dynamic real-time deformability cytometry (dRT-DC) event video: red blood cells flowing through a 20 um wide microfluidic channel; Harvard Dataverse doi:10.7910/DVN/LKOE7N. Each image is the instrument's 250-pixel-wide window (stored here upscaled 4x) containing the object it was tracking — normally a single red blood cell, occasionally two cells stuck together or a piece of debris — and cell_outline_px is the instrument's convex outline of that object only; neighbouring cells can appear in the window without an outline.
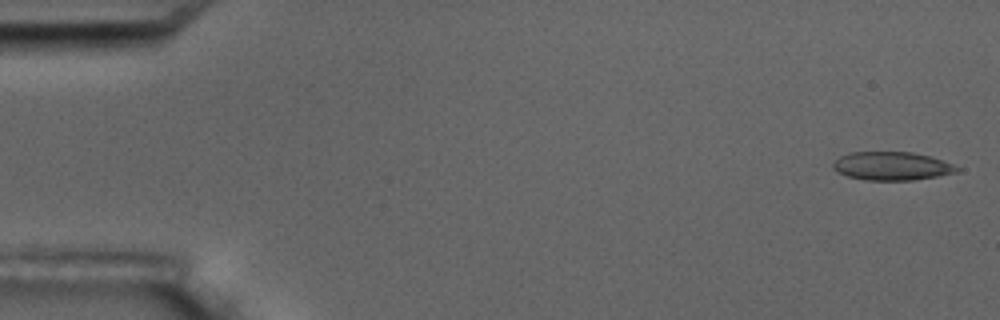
{"species": "common noctule bat (a hibernating species)", "species_latin": "Nyctalus noctula", "temperature_condition": "room temperature", "stored_images_in_passage": 6, "camera_frame_rate_fps": 3000, "um_per_image_px": 0.085, "animal": {"sex": "male", "body_mass_g": 17.5, "forearm_length_mm": 52.3}, "frame": {"image": 1, "passage_image": 1, "time_ms": 0.0, "image_size_px": [1000, 320], "cell_outline_px": [[964, 168], [960, 172], [912, 180], [864, 180], [848, 176], [836, 172], [832, 168], [832, 164], [840, 156], [848, 152], [912, 152], [928, 156]], "centroid_in_image_um": [75.8, 14.12], "position_along_channel_um": 9.2, "area_um2": 20.58}}